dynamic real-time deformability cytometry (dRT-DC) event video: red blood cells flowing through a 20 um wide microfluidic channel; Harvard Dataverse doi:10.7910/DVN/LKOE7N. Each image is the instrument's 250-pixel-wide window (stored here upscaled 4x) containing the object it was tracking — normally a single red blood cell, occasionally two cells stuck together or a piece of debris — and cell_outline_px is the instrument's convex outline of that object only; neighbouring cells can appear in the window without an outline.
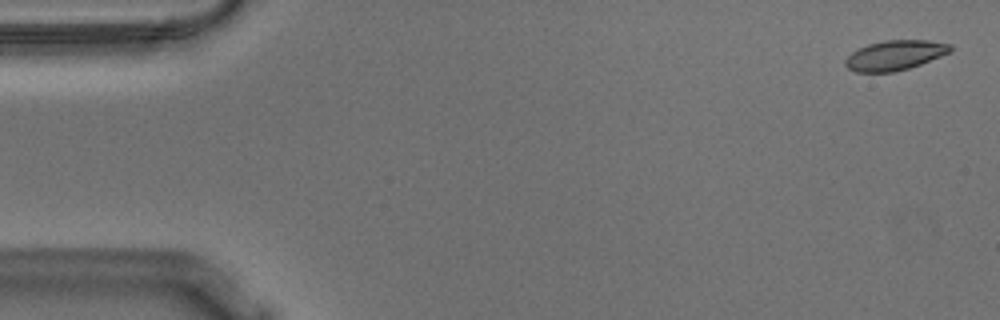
{"species": "Egyptian fruit bat (a non-hibernating species)", "species_latin": "Rousettus aegyptiacus", "temperature_condition": "warm", "stored_images_in_passage": 56, "camera_frame_rate_fps": 3000, "um_per_image_px": 0.085, "animal": {"sex": "male"}, "frame": {"image": 1, "passage_image": 2, "time_ms": 0.333, "image_size_px": [1000, 320], "cell_outline_px": [[952, 52], [920, 64], [908, 68], [892, 72], [856, 72], [848, 68], [844, 64], [844, 60], [852, 52], [868, 44], [884, 40], [928, 40], [952, 44]], "centroid_in_image_um": [76.08, 4.69], "position_along_channel_um": 8.9, "area_um2": 18.26}}
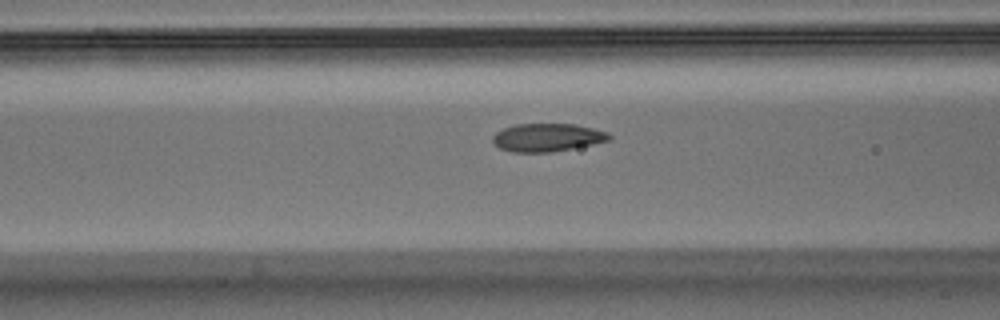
{"frame": {"image": 2, "passage_image": 22, "time_ms": 7.0, "image_size_px": [1000, 320], "cell_outline_px": [[612, 140], [552, 152], [512, 152], [500, 148], [492, 140], [492, 136], [496, 132], [504, 128], [516, 124], [576, 124], [608, 132], [612, 136]], "centroid_in_image_um": [46.54, 11.68], "position_along_channel_um": 120.1, "area_um2": 19.02}}
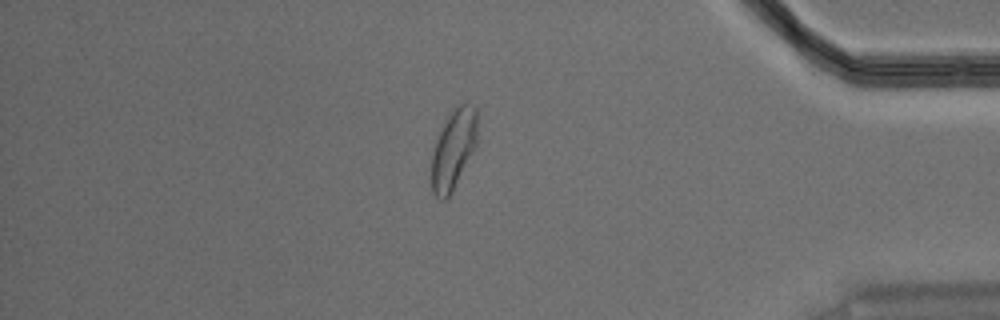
{"frame": {"image": 3, "passage_image": 48, "time_ms": 15.667, "image_size_px": [1000, 320], "cell_outline_px": [[476, 144], [448, 196], [444, 200], [440, 200], [432, 192], [432, 156], [436, 140], [444, 120], [452, 108], [460, 104], [468, 104], [476, 108]], "centroid_in_image_um": [38.51, 12.63], "position_along_channel_um": 396.7, "area_um2": 20.58}, "authors_computed_cell_mechanics": {"area_um2": 19.074, "velocity_mm_per_s": 3.5874, "shape_relaxation_time_tau1_ms": 5.6589, "shape_relaxation_time_tau2_ms": 1.2794, "deformation_change_tau1": 0.1502, "deformation_change_tau2": 0.0632}}